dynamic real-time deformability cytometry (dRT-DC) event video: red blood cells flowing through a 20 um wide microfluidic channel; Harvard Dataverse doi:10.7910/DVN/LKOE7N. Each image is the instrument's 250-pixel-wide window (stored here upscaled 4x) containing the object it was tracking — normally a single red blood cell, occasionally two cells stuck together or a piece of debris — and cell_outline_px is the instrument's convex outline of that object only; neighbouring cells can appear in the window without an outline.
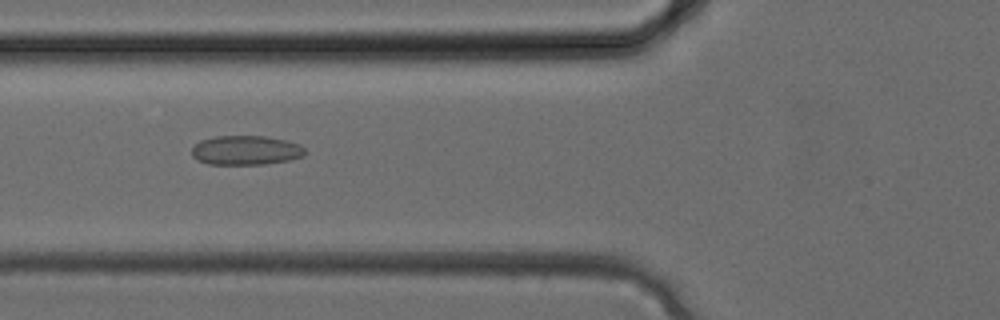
{"species": "common noctule bat (a hibernating species)", "species_latin": "Nyctalus noctula", "temperature_condition": "cold", "stored_images_in_passage": 25, "camera_frame_rate_fps": 3000, "um_per_image_px": 0.085, "animal": {"sex": "female", "body_mass_g": 24.6, "forearm_length_mm": 56.2}, "frame": {"image": 1, "passage_image": 5, "time_ms": 1.333, "image_size_px": [1000, 320], "cell_outline_px": [[308, 152], [304, 156], [288, 160], [264, 164], [208, 164], [196, 160], [192, 156], [192, 148], [200, 140], [216, 136], [264, 136], [288, 140], [300, 144]], "centroid_in_image_um": [20.92, 12.77], "position_along_channel_um": 104.9, "area_um2": 19.54}}
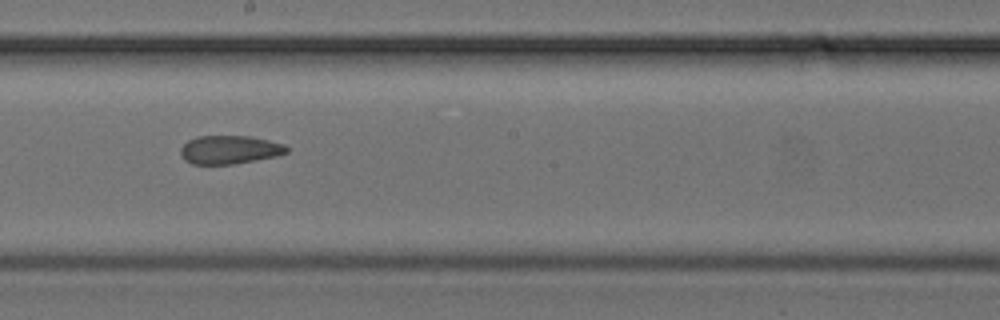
{"frame": {"image": 2, "passage_image": 11, "time_ms": 3.333, "image_size_px": [1000, 320], "cell_outline_px": [[288, 152], [276, 156], [256, 160], [232, 164], [192, 164], [184, 160], [180, 156], [180, 148], [188, 140], [196, 136], [252, 136], [284, 144], [288, 148]], "centroid_in_image_um": [19.49, 12.72], "position_along_channel_um": 228.7, "area_um2": 17.69}}
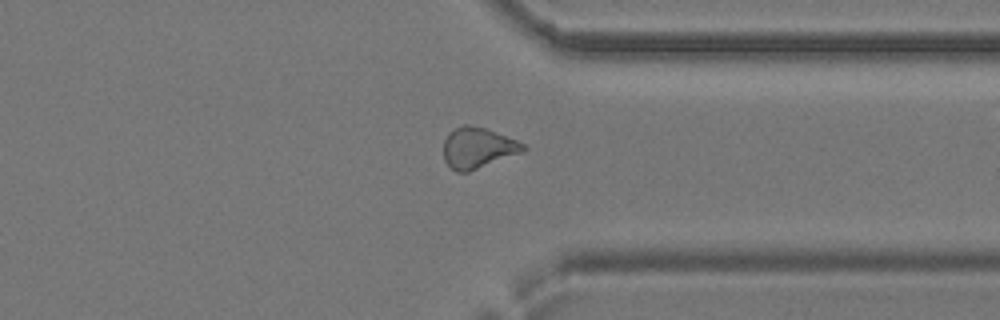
{"frame": {"image": 3, "passage_image": 18, "time_ms": 5.667, "image_size_px": [1000, 320], "cell_outline_px": [[528, 148], [524, 152], [468, 172], [456, 172], [444, 160], [444, 140], [448, 132], [464, 124], [468, 124], [484, 128], [496, 132], [516, 140], [524, 144]], "centroid_in_image_um": [40.62, 12.57], "position_along_channel_um": 370.8, "area_um2": 18.96}}